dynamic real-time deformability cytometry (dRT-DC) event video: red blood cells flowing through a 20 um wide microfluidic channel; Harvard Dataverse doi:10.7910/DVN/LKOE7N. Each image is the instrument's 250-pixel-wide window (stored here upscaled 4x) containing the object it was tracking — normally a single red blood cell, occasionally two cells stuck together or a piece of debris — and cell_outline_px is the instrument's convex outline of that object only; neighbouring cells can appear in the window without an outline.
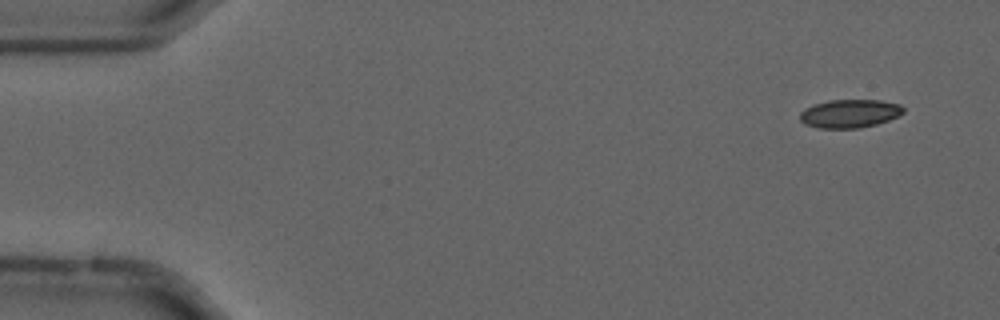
{"species": "common noctule bat (a hibernating species)", "species_latin": "Nyctalus noctula", "temperature_condition": "cold", "stored_images_in_passage": 56, "camera_frame_rate_fps": 3000, "um_per_image_px": 0.085, "animal": {"sex": "male", "forearm_length_mm": 52.5}, "frame": {"image": 1, "passage_image": 4, "time_ms": 1.0, "image_size_px": [1000, 320], "cell_outline_px": [[904, 112], [888, 120], [876, 124], [860, 128], [816, 128], [804, 124], [800, 120], [800, 112], [804, 108], [812, 104], [828, 100], [880, 100], [900, 104], [904, 108]], "centroid_in_image_um": [72.18, 9.65], "position_along_channel_um": 12.8, "area_um2": 17.22}}
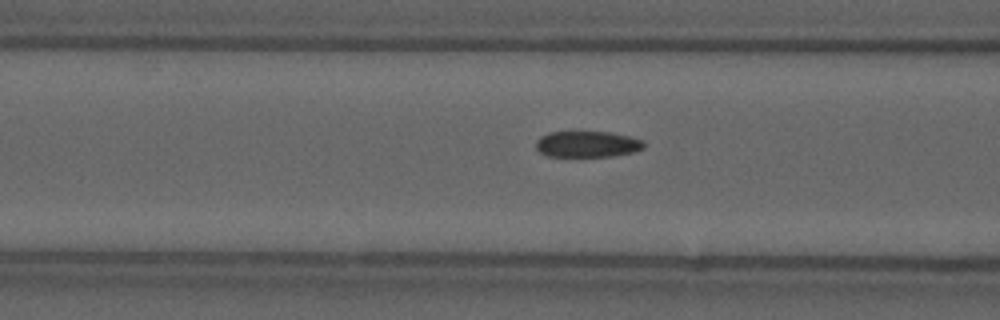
{"frame": {"image": 2, "passage_image": 22, "time_ms": 7.0, "image_size_px": [1000, 320], "cell_outline_px": [[644, 148], [636, 152], [612, 156], [548, 156], [540, 152], [536, 148], [536, 140], [540, 136], [548, 132], [612, 132], [644, 140]], "centroid_in_image_um": [49.94, 12.25], "position_along_channel_um": 116.7, "area_um2": 16.53}}
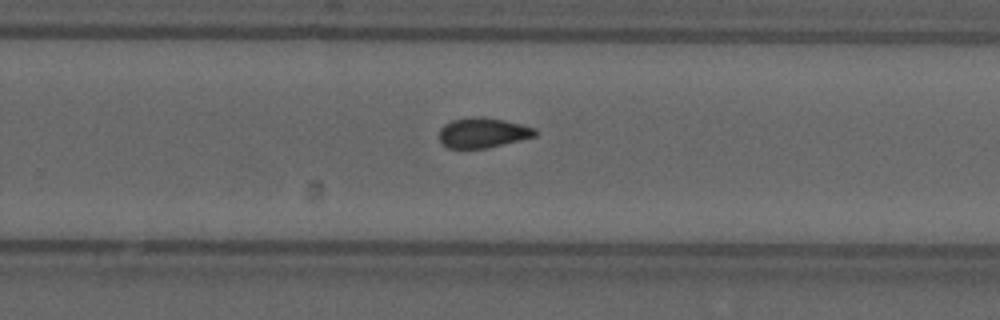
{"frame": {"image": 3, "passage_image": 36, "time_ms": 11.667, "image_size_px": [1000, 320], "cell_outline_px": [[536, 136], [488, 148], [448, 148], [440, 140], [440, 128], [444, 124], [452, 120], [472, 116], [484, 116], [504, 120], [536, 128]], "centroid_in_image_um": [41.04, 11.27], "position_along_channel_um": 288.8, "area_um2": 16.82}, "authors_computed_cell_mechanics": {"area_um2": 17.1955, "velocity_mm_per_s": 3.6923, "shape_relaxation_time_tau1_ms": null, "shape_relaxation_time_tau2_ms": 2.7146, "deformation_change_tau1": null, "deformation_change_tau2": 0.0788}}